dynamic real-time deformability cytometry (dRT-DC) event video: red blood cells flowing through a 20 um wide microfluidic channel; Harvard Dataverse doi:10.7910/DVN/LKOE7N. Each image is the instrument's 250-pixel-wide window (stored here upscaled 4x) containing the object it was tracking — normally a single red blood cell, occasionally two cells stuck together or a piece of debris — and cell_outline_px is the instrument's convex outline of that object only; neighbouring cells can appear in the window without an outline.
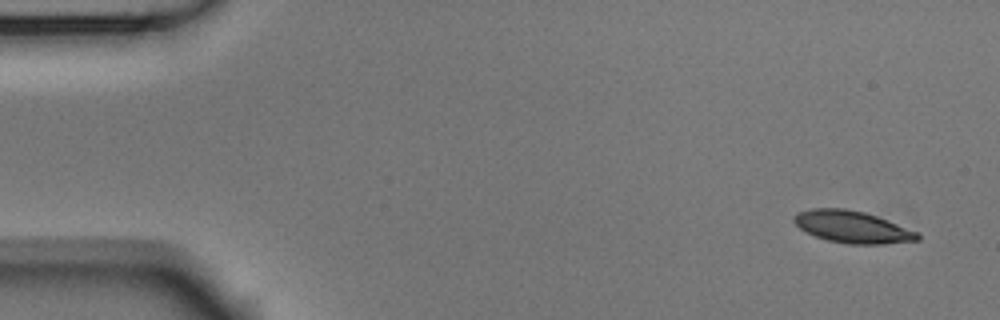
{"species": "Egyptian fruit bat (a non-hibernating species)", "species_latin": "Rousettus aegyptiacus", "temperature_condition": "room temperature", "stored_images_in_passage": 4, "camera_frame_rate_fps": 3000, "um_per_image_px": 0.085, "animal": {"sex": "male"}, "frame": {"image": 1, "passage_image": 1, "time_ms": 0.0, "image_size_px": [1000, 320], "cell_outline_px": [[920, 240], [884, 244], [848, 244], [828, 240], [816, 236], [800, 228], [792, 220], [792, 216], [796, 212], [812, 208], [844, 208], [864, 212], [888, 220], [920, 232]], "centroid_in_image_um": [72.47, 19.28], "position_along_channel_um": 12.5, "area_um2": 23.18}}
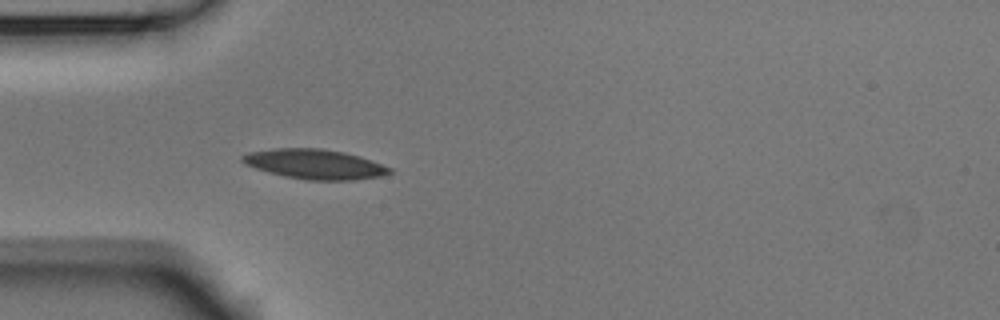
{"frame": {"image": 2, "passage_image": 4, "time_ms": 1.0, "image_size_px": [1000, 320], "cell_outline_px": [[392, 172], [380, 176], [356, 180], [304, 180], [284, 176], [268, 172], [256, 168], [240, 160], [240, 156], [248, 152], [276, 148], [320, 148], [344, 152], [360, 156], [372, 160], [392, 168]], "centroid_in_image_um": [26.77, 13.95], "position_along_channel_um": 58.2, "area_um2": 25.61}}